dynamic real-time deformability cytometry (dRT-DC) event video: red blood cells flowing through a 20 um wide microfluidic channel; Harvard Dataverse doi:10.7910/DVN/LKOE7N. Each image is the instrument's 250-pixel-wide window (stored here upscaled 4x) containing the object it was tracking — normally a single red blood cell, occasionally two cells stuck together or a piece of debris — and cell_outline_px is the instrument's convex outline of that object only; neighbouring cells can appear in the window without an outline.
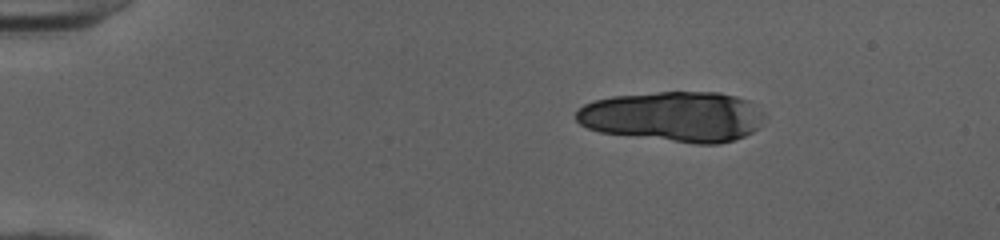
{"species": "human", "species_latin": "Homo sapiens", "temperature_condition": "cold", "stored_images_in_passage": 33, "camera_frame_rate_fps": 3000, "um_per_image_px": 0.085, "donor": {"sex": "female"}, "frame": {"image": 1, "passage_image": 1, "time_ms": 0.0, "image_size_px": [1000, 240], "cell_outline_px": [[764, 116], [756, 128], [752, 132], [744, 136], [732, 140], [716, 144], [696, 144], [600, 132], [588, 128], [580, 124], [576, 120], [576, 112], [584, 104], [592, 100], [612, 96], [660, 92], [720, 92], [736, 96], [748, 100], [764, 112]], "centroid_in_image_um": [57.23, 9.9], "position_along_channel_um": 27.8, "area_um2": 55.14}}
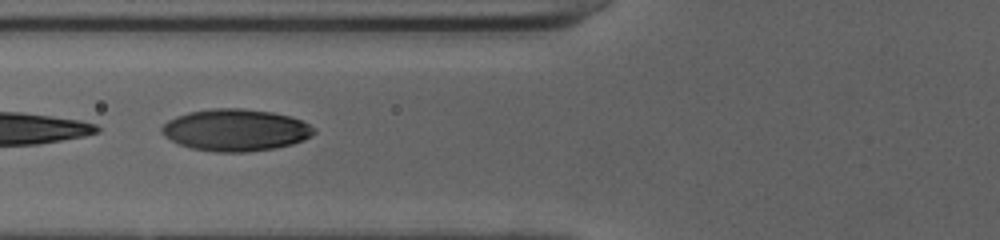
{"frame": {"image": 2, "passage_image": 14, "time_ms": 4.333, "image_size_px": [1000, 240], "cell_outline_px": [[316, 132], [312, 136], [304, 140], [292, 144], [272, 148], [248, 152], [212, 152], [192, 148], [180, 144], [164, 136], [160, 132], [160, 128], [168, 120], [176, 116], [188, 112], [212, 108], [240, 108], [272, 112], [288, 116], [300, 120], [316, 128]], "centroid_in_image_um": [20.01, 11.05], "position_along_channel_um": 105.8, "area_um2": 37.22}}